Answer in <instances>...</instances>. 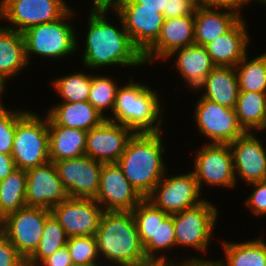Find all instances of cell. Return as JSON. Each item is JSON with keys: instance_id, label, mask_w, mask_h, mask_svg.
I'll return each mask as SVG.
<instances>
[{"instance_id": "7c38bea8", "label": "cell", "mask_w": 266, "mask_h": 266, "mask_svg": "<svg viewBox=\"0 0 266 266\" xmlns=\"http://www.w3.org/2000/svg\"><path fill=\"white\" fill-rule=\"evenodd\" d=\"M169 173L171 172L167 170L147 197L156 207L168 215H173L198 206L206 200L191 170L185 174H179L178 171L174 175Z\"/></svg>"}, {"instance_id": "7bdbcfd3", "label": "cell", "mask_w": 266, "mask_h": 266, "mask_svg": "<svg viewBox=\"0 0 266 266\" xmlns=\"http://www.w3.org/2000/svg\"><path fill=\"white\" fill-rule=\"evenodd\" d=\"M15 169L16 166L12 156L0 153V181L4 180Z\"/></svg>"}, {"instance_id": "d6a6232c", "label": "cell", "mask_w": 266, "mask_h": 266, "mask_svg": "<svg viewBox=\"0 0 266 266\" xmlns=\"http://www.w3.org/2000/svg\"><path fill=\"white\" fill-rule=\"evenodd\" d=\"M26 170L15 169L4 180L0 181V215L26 207Z\"/></svg>"}, {"instance_id": "44dd1931", "label": "cell", "mask_w": 266, "mask_h": 266, "mask_svg": "<svg viewBox=\"0 0 266 266\" xmlns=\"http://www.w3.org/2000/svg\"><path fill=\"white\" fill-rule=\"evenodd\" d=\"M194 44V15L165 19L157 40L143 53L145 65L162 63L172 52Z\"/></svg>"}, {"instance_id": "8fae6325", "label": "cell", "mask_w": 266, "mask_h": 266, "mask_svg": "<svg viewBox=\"0 0 266 266\" xmlns=\"http://www.w3.org/2000/svg\"><path fill=\"white\" fill-rule=\"evenodd\" d=\"M66 0H0L5 28L23 33L31 26L62 18L70 9Z\"/></svg>"}, {"instance_id": "1f68e13d", "label": "cell", "mask_w": 266, "mask_h": 266, "mask_svg": "<svg viewBox=\"0 0 266 266\" xmlns=\"http://www.w3.org/2000/svg\"><path fill=\"white\" fill-rule=\"evenodd\" d=\"M61 75L50 80L60 102L88 101L91 90V74L84 70Z\"/></svg>"}, {"instance_id": "d4e9b609", "label": "cell", "mask_w": 266, "mask_h": 266, "mask_svg": "<svg viewBox=\"0 0 266 266\" xmlns=\"http://www.w3.org/2000/svg\"><path fill=\"white\" fill-rule=\"evenodd\" d=\"M241 17L226 9L198 6L194 12L195 45L205 46L228 32Z\"/></svg>"}, {"instance_id": "9a60e30c", "label": "cell", "mask_w": 266, "mask_h": 266, "mask_svg": "<svg viewBox=\"0 0 266 266\" xmlns=\"http://www.w3.org/2000/svg\"><path fill=\"white\" fill-rule=\"evenodd\" d=\"M115 12L133 44L143 54L158 38L165 18L156 9L141 8L133 0H121Z\"/></svg>"}, {"instance_id": "f5cc1de1", "label": "cell", "mask_w": 266, "mask_h": 266, "mask_svg": "<svg viewBox=\"0 0 266 266\" xmlns=\"http://www.w3.org/2000/svg\"><path fill=\"white\" fill-rule=\"evenodd\" d=\"M151 266H174V265H155V264H153Z\"/></svg>"}, {"instance_id": "db71d44e", "label": "cell", "mask_w": 266, "mask_h": 266, "mask_svg": "<svg viewBox=\"0 0 266 266\" xmlns=\"http://www.w3.org/2000/svg\"><path fill=\"white\" fill-rule=\"evenodd\" d=\"M262 131L266 134V125H265V127H264V129Z\"/></svg>"}, {"instance_id": "4316f807", "label": "cell", "mask_w": 266, "mask_h": 266, "mask_svg": "<svg viewBox=\"0 0 266 266\" xmlns=\"http://www.w3.org/2000/svg\"><path fill=\"white\" fill-rule=\"evenodd\" d=\"M29 66L23 34L0 23V75L11 81L19 78V74L24 75L22 72Z\"/></svg>"}, {"instance_id": "30bf717a", "label": "cell", "mask_w": 266, "mask_h": 266, "mask_svg": "<svg viewBox=\"0 0 266 266\" xmlns=\"http://www.w3.org/2000/svg\"><path fill=\"white\" fill-rule=\"evenodd\" d=\"M197 94L192 118L198 135L206 138L204 143L230 144L245 133L234 109L203 98L199 92Z\"/></svg>"}, {"instance_id": "603a6c76", "label": "cell", "mask_w": 266, "mask_h": 266, "mask_svg": "<svg viewBox=\"0 0 266 266\" xmlns=\"http://www.w3.org/2000/svg\"><path fill=\"white\" fill-rule=\"evenodd\" d=\"M170 60L174 62L173 69L176 68L179 77L183 78L184 88L191 91L198 88L215 67L205 47L195 44L172 52L163 63Z\"/></svg>"}, {"instance_id": "e575fe53", "label": "cell", "mask_w": 266, "mask_h": 266, "mask_svg": "<svg viewBox=\"0 0 266 266\" xmlns=\"http://www.w3.org/2000/svg\"><path fill=\"white\" fill-rule=\"evenodd\" d=\"M102 75L91 72V90L88 101L101 113L106 119L109 117L107 111H111L115 106L116 93L121 84L112 77V75Z\"/></svg>"}, {"instance_id": "c3c4849f", "label": "cell", "mask_w": 266, "mask_h": 266, "mask_svg": "<svg viewBox=\"0 0 266 266\" xmlns=\"http://www.w3.org/2000/svg\"><path fill=\"white\" fill-rule=\"evenodd\" d=\"M4 235V217L0 215V237Z\"/></svg>"}, {"instance_id": "ee69618b", "label": "cell", "mask_w": 266, "mask_h": 266, "mask_svg": "<svg viewBox=\"0 0 266 266\" xmlns=\"http://www.w3.org/2000/svg\"><path fill=\"white\" fill-rule=\"evenodd\" d=\"M90 11H115L121 0H90Z\"/></svg>"}, {"instance_id": "277c9868", "label": "cell", "mask_w": 266, "mask_h": 266, "mask_svg": "<svg viewBox=\"0 0 266 266\" xmlns=\"http://www.w3.org/2000/svg\"><path fill=\"white\" fill-rule=\"evenodd\" d=\"M142 82L131 76L119 86L114 109L107 119L135 133L164 131V117L167 116L164 111L168 108L161 106L163 100L159 91Z\"/></svg>"}, {"instance_id": "ac0fdd59", "label": "cell", "mask_w": 266, "mask_h": 266, "mask_svg": "<svg viewBox=\"0 0 266 266\" xmlns=\"http://www.w3.org/2000/svg\"><path fill=\"white\" fill-rule=\"evenodd\" d=\"M259 138L256 132H245L229 144L237 185L266 180V145Z\"/></svg>"}, {"instance_id": "f35d334b", "label": "cell", "mask_w": 266, "mask_h": 266, "mask_svg": "<svg viewBox=\"0 0 266 266\" xmlns=\"http://www.w3.org/2000/svg\"><path fill=\"white\" fill-rule=\"evenodd\" d=\"M198 6L194 0H167L163 15L165 19L194 15Z\"/></svg>"}, {"instance_id": "52a82bcc", "label": "cell", "mask_w": 266, "mask_h": 266, "mask_svg": "<svg viewBox=\"0 0 266 266\" xmlns=\"http://www.w3.org/2000/svg\"><path fill=\"white\" fill-rule=\"evenodd\" d=\"M73 6L60 19L38 24L29 27L22 34L25 41L26 57L29 65L32 59L47 58L49 60L60 61L69 55H78L77 52V32L71 20L79 13L75 12ZM77 13V14H76ZM76 53V54H75ZM36 55V56H35ZM55 59V60H54Z\"/></svg>"}, {"instance_id": "4dcf8cb0", "label": "cell", "mask_w": 266, "mask_h": 266, "mask_svg": "<svg viewBox=\"0 0 266 266\" xmlns=\"http://www.w3.org/2000/svg\"><path fill=\"white\" fill-rule=\"evenodd\" d=\"M249 56L248 53L235 66L239 91L266 93V51Z\"/></svg>"}, {"instance_id": "4fadbf2b", "label": "cell", "mask_w": 266, "mask_h": 266, "mask_svg": "<svg viewBox=\"0 0 266 266\" xmlns=\"http://www.w3.org/2000/svg\"><path fill=\"white\" fill-rule=\"evenodd\" d=\"M51 210L24 207L4 217V235L26 261L37 249Z\"/></svg>"}, {"instance_id": "d6986e66", "label": "cell", "mask_w": 266, "mask_h": 266, "mask_svg": "<svg viewBox=\"0 0 266 266\" xmlns=\"http://www.w3.org/2000/svg\"><path fill=\"white\" fill-rule=\"evenodd\" d=\"M143 199L117 163L103 164L95 200L104 211H132Z\"/></svg>"}, {"instance_id": "484cf974", "label": "cell", "mask_w": 266, "mask_h": 266, "mask_svg": "<svg viewBox=\"0 0 266 266\" xmlns=\"http://www.w3.org/2000/svg\"><path fill=\"white\" fill-rule=\"evenodd\" d=\"M48 130L51 162L85 155L87 131L58 125L49 115Z\"/></svg>"}, {"instance_id": "f6af8a7d", "label": "cell", "mask_w": 266, "mask_h": 266, "mask_svg": "<svg viewBox=\"0 0 266 266\" xmlns=\"http://www.w3.org/2000/svg\"><path fill=\"white\" fill-rule=\"evenodd\" d=\"M137 4H141V8L156 9L157 12L163 14L166 8L167 0H133Z\"/></svg>"}, {"instance_id": "f1b7e54d", "label": "cell", "mask_w": 266, "mask_h": 266, "mask_svg": "<svg viewBox=\"0 0 266 266\" xmlns=\"http://www.w3.org/2000/svg\"><path fill=\"white\" fill-rule=\"evenodd\" d=\"M265 241L262 235L241 242L223 239L219 243L224 257L215 258L213 263L216 266H266Z\"/></svg>"}, {"instance_id": "f907efd6", "label": "cell", "mask_w": 266, "mask_h": 266, "mask_svg": "<svg viewBox=\"0 0 266 266\" xmlns=\"http://www.w3.org/2000/svg\"><path fill=\"white\" fill-rule=\"evenodd\" d=\"M73 266H104L102 263H88V264H79Z\"/></svg>"}, {"instance_id": "7a4b0ae2", "label": "cell", "mask_w": 266, "mask_h": 266, "mask_svg": "<svg viewBox=\"0 0 266 266\" xmlns=\"http://www.w3.org/2000/svg\"><path fill=\"white\" fill-rule=\"evenodd\" d=\"M163 132L134 133L117 161L124 176L143 198L153 192L169 170Z\"/></svg>"}, {"instance_id": "5b68a950", "label": "cell", "mask_w": 266, "mask_h": 266, "mask_svg": "<svg viewBox=\"0 0 266 266\" xmlns=\"http://www.w3.org/2000/svg\"><path fill=\"white\" fill-rule=\"evenodd\" d=\"M131 213L146 258L152 264L174 265L187 263L186 255L184 258L179 255V258H177V255H173L174 258L171 257V252L176 251L173 215H168L147 198H144Z\"/></svg>"}, {"instance_id": "2e32d148", "label": "cell", "mask_w": 266, "mask_h": 266, "mask_svg": "<svg viewBox=\"0 0 266 266\" xmlns=\"http://www.w3.org/2000/svg\"><path fill=\"white\" fill-rule=\"evenodd\" d=\"M68 237L95 236L104 209L95 199L68 197L51 209Z\"/></svg>"}, {"instance_id": "7402d4cb", "label": "cell", "mask_w": 266, "mask_h": 266, "mask_svg": "<svg viewBox=\"0 0 266 266\" xmlns=\"http://www.w3.org/2000/svg\"><path fill=\"white\" fill-rule=\"evenodd\" d=\"M247 23L241 18L228 32L204 46L215 66L235 67L249 53L253 37Z\"/></svg>"}, {"instance_id": "b9f144b4", "label": "cell", "mask_w": 266, "mask_h": 266, "mask_svg": "<svg viewBox=\"0 0 266 266\" xmlns=\"http://www.w3.org/2000/svg\"><path fill=\"white\" fill-rule=\"evenodd\" d=\"M38 266H73V262L67 246H64L45 258Z\"/></svg>"}, {"instance_id": "9c48e42d", "label": "cell", "mask_w": 266, "mask_h": 266, "mask_svg": "<svg viewBox=\"0 0 266 266\" xmlns=\"http://www.w3.org/2000/svg\"><path fill=\"white\" fill-rule=\"evenodd\" d=\"M193 156L192 172L201 192L207 187L235 189L232 150L229 144L201 143ZM205 187V188H204ZM216 187V188H215Z\"/></svg>"}, {"instance_id": "e0dca14e", "label": "cell", "mask_w": 266, "mask_h": 266, "mask_svg": "<svg viewBox=\"0 0 266 266\" xmlns=\"http://www.w3.org/2000/svg\"><path fill=\"white\" fill-rule=\"evenodd\" d=\"M135 132L125 125L105 119L87 132L85 155L103 163H117Z\"/></svg>"}, {"instance_id": "836d02e7", "label": "cell", "mask_w": 266, "mask_h": 266, "mask_svg": "<svg viewBox=\"0 0 266 266\" xmlns=\"http://www.w3.org/2000/svg\"><path fill=\"white\" fill-rule=\"evenodd\" d=\"M68 236L51 213L44 225L42 237L35 252L25 261L26 266H38L45 258L66 246Z\"/></svg>"}, {"instance_id": "ab89813d", "label": "cell", "mask_w": 266, "mask_h": 266, "mask_svg": "<svg viewBox=\"0 0 266 266\" xmlns=\"http://www.w3.org/2000/svg\"><path fill=\"white\" fill-rule=\"evenodd\" d=\"M0 266H26L25 260L5 235L0 237Z\"/></svg>"}, {"instance_id": "f546056e", "label": "cell", "mask_w": 266, "mask_h": 266, "mask_svg": "<svg viewBox=\"0 0 266 266\" xmlns=\"http://www.w3.org/2000/svg\"><path fill=\"white\" fill-rule=\"evenodd\" d=\"M238 122L245 132L262 135L266 125V93L239 91L234 108Z\"/></svg>"}, {"instance_id": "8d00e7d4", "label": "cell", "mask_w": 266, "mask_h": 266, "mask_svg": "<svg viewBox=\"0 0 266 266\" xmlns=\"http://www.w3.org/2000/svg\"><path fill=\"white\" fill-rule=\"evenodd\" d=\"M73 265L101 263L95 236H73L69 237L66 244Z\"/></svg>"}, {"instance_id": "74e56055", "label": "cell", "mask_w": 266, "mask_h": 266, "mask_svg": "<svg viewBox=\"0 0 266 266\" xmlns=\"http://www.w3.org/2000/svg\"><path fill=\"white\" fill-rule=\"evenodd\" d=\"M251 186V192L244 200L247 210L249 209L254 216L265 217L266 216V180L256 181L247 184Z\"/></svg>"}, {"instance_id": "ffe728a7", "label": "cell", "mask_w": 266, "mask_h": 266, "mask_svg": "<svg viewBox=\"0 0 266 266\" xmlns=\"http://www.w3.org/2000/svg\"><path fill=\"white\" fill-rule=\"evenodd\" d=\"M26 206L51 210L69 196L59 178L54 162L26 171Z\"/></svg>"}, {"instance_id": "d590c367", "label": "cell", "mask_w": 266, "mask_h": 266, "mask_svg": "<svg viewBox=\"0 0 266 266\" xmlns=\"http://www.w3.org/2000/svg\"><path fill=\"white\" fill-rule=\"evenodd\" d=\"M27 108H0V153L11 155L17 122L28 112Z\"/></svg>"}, {"instance_id": "5bb4252c", "label": "cell", "mask_w": 266, "mask_h": 266, "mask_svg": "<svg viewBox=\"0 0 266 266\" xmlns=\"http://www.w3.org/2000/svg\"><path fill=\"white\" fill-rule=\"evenodd\" d=\"M60 180L71 198L95 199L103 163L87 155L54 162Z\"/></svg>"}, {"instance_id": "6da1fadb", "label": "cell", "mask_w": 266, "mask_h": 266, "mask_svg": "<svg viewBox=\"0 0 266 266\" xmlns=\"http://www.w3.org/2000/svg\"><path fill=\"white\" fill-rule=\"evenodd\" d=\"M88 12L86 13L88 14L86 16L88 20L86 21L87 27L83 33L85 45L79 39L78 34L81 33L77 32V53L79 56L81 54L80 61L83 64V68L96 70V72L98 70L102 71L103 68L105 72L106 66L109 68H140L141 70L143 66L146 67L143 54L133 44L132 39L124 29L120 16L115 11H112V13H115L113 14L114 21L112 18L111 21L108 19L111 11L89 10ZM114 16H116L118 21H115ZM115 22H119V24ZM79 45L84 50H82V53L79 51Z\"/></svg>"}, {"instance_id": "816d5d0a", "label": "cell", "mask_w": 266, "mask_h": 266, "mask_svg": "<svg viewBox=\"0 0 266 266\" xmlns=\"http://www.w3.org/2000/svg\"><path fill=\"white\" fill-rule=\"evenodd\" d=\"M199 6H202L207 0H194Z\"/></svg>"}, {"instance_id": "8992f818", "label": "cell", "mask_w": 266, "mask_h": 266, "mask_svg": "<svg viewBox=\"0 0 266 266\" xmlns=\"http://www.w3.org/2000/svg\"><path fill=\"white\" fill-rule=\"evenodd\" d=\"M206 199L193 208L173 214L174 233L176 239V250H192L200 254L187 257L189 262H214L215 258L206 257L214 237V229L218 225L219 208L217 204ZM213 237V238H212ZM205 255L206 258H204Z\"/></svg>"}, {"instance_id": "681fc988", "label": "cell", "mask_w": 266, "mask_h": 266, "mask_svg": "<svg viewBox=\"0 0 266 266\" xmlns=\"http://www.w3.org/2000/svg\"><path fill=\"white\" fill-rule=\"evenodd\" d=\"M249 3H259V5H261V7L263 6V8H264V6L266 7V0H247Z\"/></svg>"}, {"instance_id": "83f0119b", "label": "cell", "mask_w": 266, "mask_h": 266, "mask_svg": "<svg viewBox=\"0 0 266 266\" xmlns=\"http://www.w3.org/2000/svg\"><path fill=\"white\" fill-rule=\"evenodd\" d=\"M46 113L61 126L89 131L106 118L89 101L59 102L48 107Z\"/></svg>"}, {"instance_id": "ba28073f", "label": "cell", "mask_w": 266, "mask_h": 266, "mask_svg": "<svg viewBox=\"0 0 266 266\" xmlns=\"http://www.w3.org/2000/svg\"><path fill=\"white\" fill-rule=\"evenodd\" d=\"M28 109L16 124L11 152L16 168L26 171L50 161L48 114Z\"/></svg>"}, {"instance_id": "60d3db41", "label": "cell", "mask_w": 266, "mask_h": 266, "mask_svg": "<svg viewBox=\"0 0 266 266\" xmlns=\"http://www.w3.org/2000/svg\"><path fill=\"white\" fill-rule=\"evenodd\" d=\"M247 4L251 5L247 0H207L202 6L210 9H226L244 18L243 10Z\"/></svg>"}, {"instance_id": "3957f363", "label": "cell", "mask_w": 266, "mask_h": 266, "mask_svg": "<svg viewBox=\"0 0 266 266\" xmlns=\"http://www.w3.org/2000/svg\"><path fill=\"white\" fill-rule=\"evenodd\" d=\"M97 251L104 266H151L131 211H104L97 233Z\"/></svg>"}, {"instance_id": "7dc6e473", "label": "cell", "mask_w": 266, "mask_h": 266, "mask_svg": "<svg viewBox=\"0 0 266 266\" xmlns=\"http://www.w3.org/2000/svg\"><path fill=\"white\" fill-rule=\"evenodd\" d=\"M174 266H216L213 262H189L184 264H174Z\"/></svg>"}, {"instance_id": "bcb514c9", "label": "cell", "mask_w": 266, "mask_h": 266, "mask_svg": "<svg viewBox=\"0 0 266 266\" xmlns=\"http://www.w3.org/2000/svg\"><path fill=\"white\" fill-rule=\"evenodd\" d=\"M8 81L0 75V108H4L6 107V105H4L5 103L3 102V98L6 96L5 94L7 93L5 90H7L6 88L9 86V83H7ZM3 96V97H2Z\"/></svg>"}, {"instance_id": "cb8c5ba5", "label": "cell", "mask_w": 266, "mask_h": 266, "mask_svg": "<svg viewBox=\"0 0 266 266\" xmlns=\"http://www.w3.org/2000/svg\"><path fill=\"white\" fill-rule=\"evenodd\" d=\"M200 92L201 97L221 106L234 109L239 95L235 67L215 66L198 88L191 93Z\"/></svg>"}]
</instances>
